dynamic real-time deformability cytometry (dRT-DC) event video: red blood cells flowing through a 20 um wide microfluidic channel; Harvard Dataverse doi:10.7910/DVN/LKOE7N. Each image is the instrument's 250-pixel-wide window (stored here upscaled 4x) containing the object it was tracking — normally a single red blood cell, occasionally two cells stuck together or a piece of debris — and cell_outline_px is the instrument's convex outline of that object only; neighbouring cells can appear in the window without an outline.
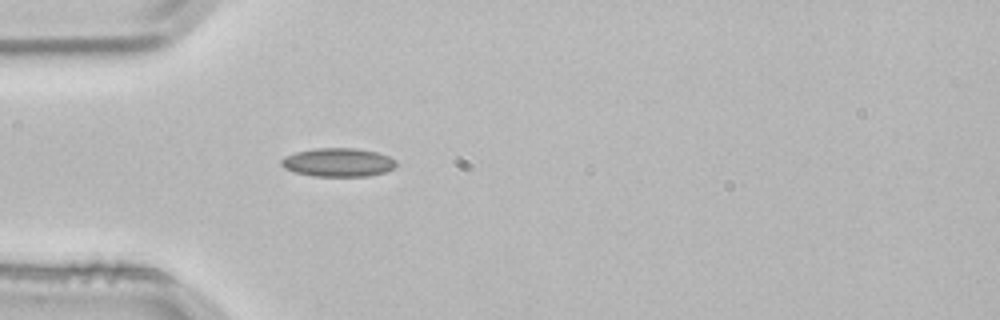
{"species": "common noctule bat (a hibernating species)", "species_latin": "Nyctalus noctula", "temperature_condition": "room temperature", "stored_images_in_passage": 4, "camera_frame_rate_fps": 3000, "um_per_image_px": 0.085, "animal": {"sex": "male", "body_mass_g": 21.5, "forearm_length_mm": 52.0}, "frame": {"image": 1, "passage_image": 4, "time_ms": 1.0, "image_size_px": [1000, 320], "cell_outline_px": [[396, 164], [392, 168], [384, 172], [368, 176], [312, 176], [296, 172], [284, 168], [280, 164], [280, 160], [284, 156], [296, 152], [316, 148], [356, 148], [376, 152], [388, 156], [396, 160]], "centroid_in_image_um": [28.71, 13.8], "position_along_channel_um": 56.3, "area_um2": 19.07}}